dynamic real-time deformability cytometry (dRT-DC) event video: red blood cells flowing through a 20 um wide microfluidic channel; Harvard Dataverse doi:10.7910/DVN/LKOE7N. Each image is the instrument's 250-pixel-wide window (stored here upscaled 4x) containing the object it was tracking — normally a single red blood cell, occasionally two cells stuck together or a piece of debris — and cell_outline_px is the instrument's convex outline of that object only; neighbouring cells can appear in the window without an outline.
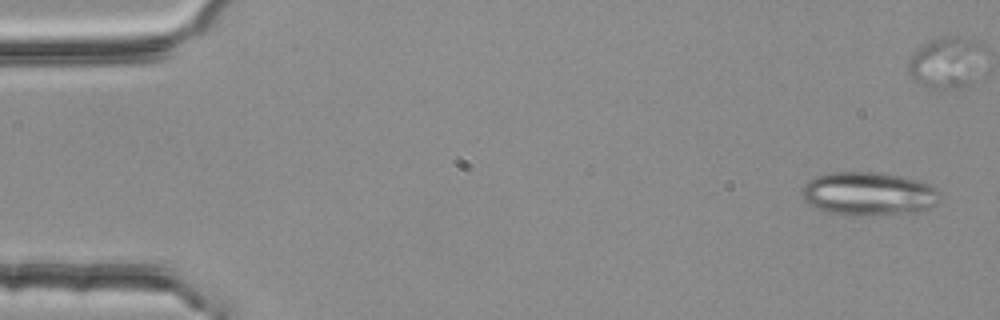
{"species": "common noctule bat (a hibernating species)", "species_latin": "Nyctalus noctula", "temperature_condition": "room temperature", "stored_images_in_passage": 5, "camera_frame_rate_fps": 3000, "um_per_image_px": 0.085, "animal": {"sex": "female", "body_mass_g": 25.1}, "frame": {"image": 1, "passage_image": 1, "time_ms": 0.0, "image_size_px": [1000, 320], "cell_outline_px": [[940, 192], [936, 204], [920, 212], [868, 216], [828, 212], [816, 208], [808, 204], [804, 200], [800, 188], [808, 180], [816, 176], [832, 172], [876, 172], [900, 176], [920, 180], [936, 188]], "centroid_in_image_um": [73.82, 16.47], "position_along_channel_um": 11.2, "area_um2": 35.2}}
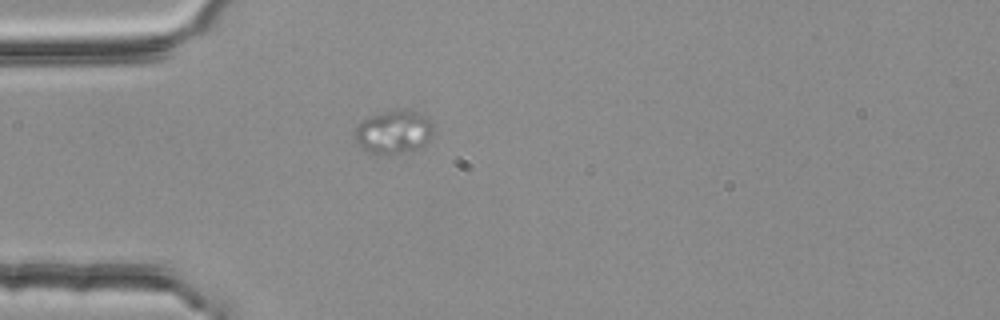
{"frame": {"image": 2, "passage_image": 5, "time_ms": 1.333, "image_size_px": [1000, 320], "cell_outline_px": [[432, 136], [420, 148], [400, 152], [376, 156], [368, 152], [356, 140], [352, 132], [360, 120], [368, 116], [380, 112], [396, 108], [412, 108], [424, 112], [428, 116], [432, 124]], "centroid_in_image_um": [33.46, 11.15], "position_along_channel_um": 51.5, "area_um2": 20.69}}